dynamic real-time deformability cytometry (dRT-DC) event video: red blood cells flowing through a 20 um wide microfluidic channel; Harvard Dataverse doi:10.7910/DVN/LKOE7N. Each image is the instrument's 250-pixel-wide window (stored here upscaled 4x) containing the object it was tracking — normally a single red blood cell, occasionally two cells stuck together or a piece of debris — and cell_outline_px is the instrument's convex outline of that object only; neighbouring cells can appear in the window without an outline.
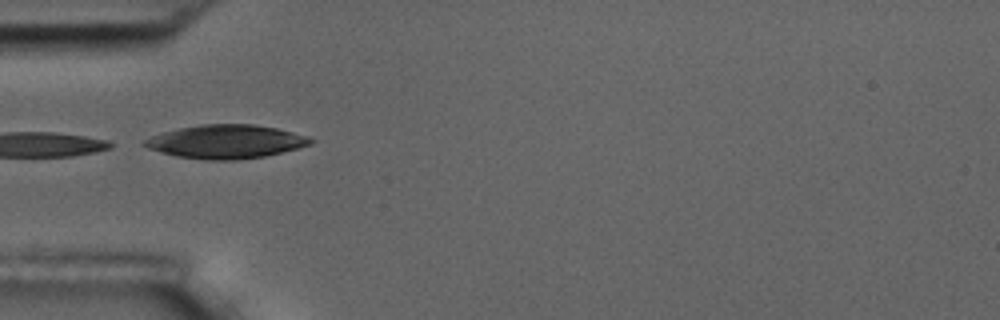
{"species": "common noctule bat (a hibernating species)", "species_latin": "Nyctalus noctula", "temperature_condition": "room temperature", "stored_images_in_passage": 6, "camera_frame_rate_fps": 3000, "um_per_image_px": 0.085, "animal": {"sex": "male", "body_mass_g": 17.5, "forearm_length_mm": 52.3}, "frame": {"image": 1, "passage_image": 2, "time_ms": 1.0, "image_size_px": [1000, 320], "cell_outline_px": [[316, 140], [312, 144], [264, 156], [240, 160], [204, 160], [176, 156], [160, 152], [148, 148], [140, 144], [144, 140], [152, 136], [164, 132], [180, 128], [200, 124], [256, 124], [276, 128], [292, 132]], "centroid_in_image_um": [19.18, 12.04], "position_along_channel_um": 65.8, "area_um2": 32.43}}
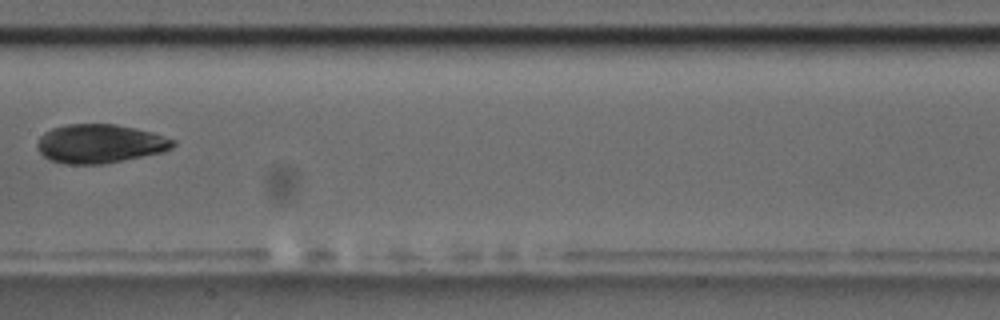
{"frame": {"image": 2, "passage_image": 5, "time_ms": 4.667, "image_size_px": [1000, 320], "cell_outline_px": [[176, 144], [172, 148], [164, 152], [100, 164], [64, 164], [52, 160], [44, 156], [36, 148], [36, 140], [44, 132], [52, 128], [64, 124], [116, 124], [136, 128], [152, 132], [176, 140]], "centroid_in_image_um": [8.47, 12.2], "position_along_channel_um": 198.9, "area_um2": 30.87}}
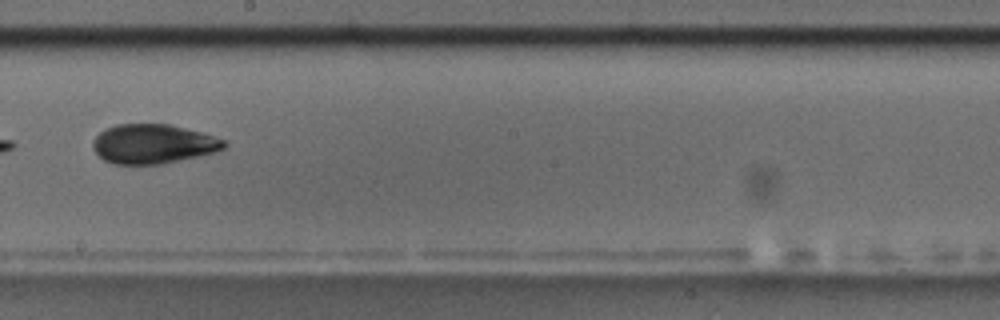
{"frame": {"image": 3, "passage_image": 6, "time_ms": 5.667, "image_size_px": [1000, 320], "cell_outline_px": [[228, 144], [224, 148], [216, 152], [200, 156], [160, 164], [116, 164], [104, 160], [92, 148], [92, 140], [104, 128], [116, 124], [168, 124], [200, 132], [224, 140]], "centroid_in_image_um": [12.99, 12.23], "position_along_channel_um": 235.2, "area_um2": 30.06}}